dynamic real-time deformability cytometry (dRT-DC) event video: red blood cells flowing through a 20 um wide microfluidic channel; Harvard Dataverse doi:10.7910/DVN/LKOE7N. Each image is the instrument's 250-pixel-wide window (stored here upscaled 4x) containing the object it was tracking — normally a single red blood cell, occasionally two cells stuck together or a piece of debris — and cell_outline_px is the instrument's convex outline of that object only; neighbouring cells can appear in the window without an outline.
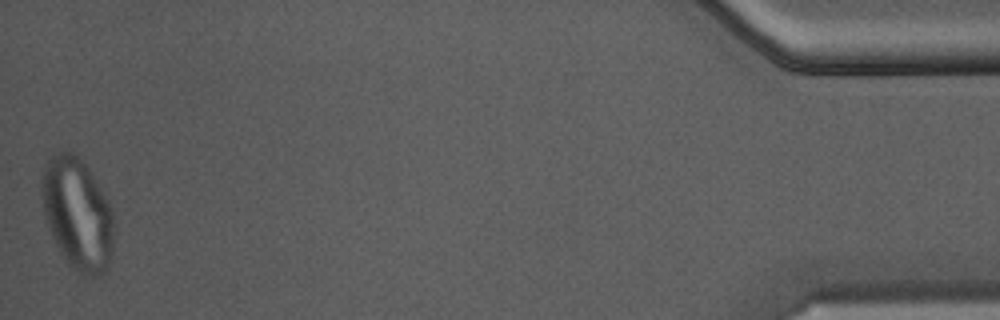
{"species": "Egyptian fruit bat (a non-hibernating species)", "species_latin": "Rousettus aegyptiacus", "temperature_condition": "warm", "stored_images_in_passage": 45, "camera_frame_rate_fps": 3000, "um_per_image_px": 0.085, "animal": {"sex": "male"}, "frame": {"image": 1, "passage_image": 45, "time_ms": 14.667, "image_size_px": [1000, 320], "cell_outline_px": [[116, 228], [112, 252], [108, 268], [100, 276], [80, 276], [68, 264], [60, 252], [48, 228], [44, 216], [40, 188], [44, 168], [48, 156], [64, 148], [72, 152], [84, 164], [108, 200], [112, 208]], "centroid_in_image_um": [6.59, 18.21], "position_along_channel_um": 428.6, "area_um2": 47.92}}